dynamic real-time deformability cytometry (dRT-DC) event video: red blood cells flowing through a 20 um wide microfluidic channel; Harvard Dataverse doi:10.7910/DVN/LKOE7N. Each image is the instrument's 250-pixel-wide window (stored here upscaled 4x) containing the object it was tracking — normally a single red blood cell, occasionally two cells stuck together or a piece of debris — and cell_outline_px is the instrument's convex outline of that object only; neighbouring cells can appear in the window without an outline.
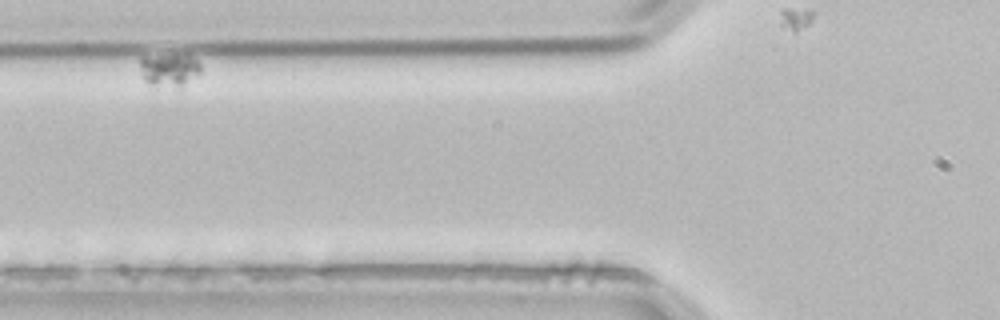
{"species": "common noctule bat (a hibernating species)", "species_latin": "Nyctalus noctula", "temperature_condition": "room temperature", "stored_images_in_passage": 5, "segment_of_instrument_passage": [2, 2], "camera_frame_rate_fps": 3000, "um_per_image_px": 0.085, "animal": {"sex": "male", "body_mass_g": 21.5, "forearm_length_mm": 52.0}, "frame": {"image": 1, "passage_image": 4, "time_ms": 1.0, "image_size_px": [1000, 320], "cell_outline_px": [[200, 72], [184, 84], [148, 84], [144, 80], [140, 68], [140, 56], [192, 56], [200, 64]], "centroid_in_image_um": [14.34, 5.89], "position_along_channel_um": 111.5, "area_um2": 10.87}}